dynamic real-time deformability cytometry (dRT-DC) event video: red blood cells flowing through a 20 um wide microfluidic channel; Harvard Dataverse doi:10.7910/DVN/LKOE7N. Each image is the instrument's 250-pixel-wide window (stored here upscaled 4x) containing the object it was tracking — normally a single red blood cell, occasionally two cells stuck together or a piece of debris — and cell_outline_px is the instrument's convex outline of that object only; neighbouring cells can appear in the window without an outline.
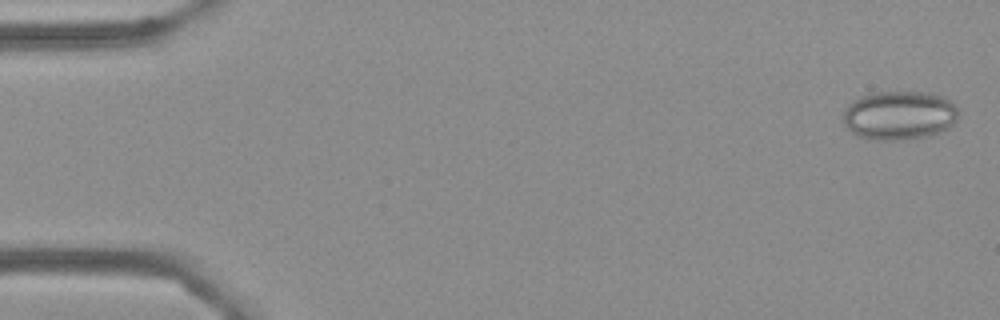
{"species": "Egyptian fruit bat (a non-hibernating species)", "species_latin": "Rousettus aegyptiacus", "temperature_condition": "cold", "stored_images_in_passage": 56, "camera_frame_rate_fps": 3000, "um_per_image_px": 0.085, "frame": {"image": 1, "passage_image": 2, "time_ms": 0.333, "image_size_px": [1000, 320], "cell_outline_px": [[956, 120], [948, 128], [928, 136], [896, 140], [872, 140], [860, 136], [852, 132], [844, 124], [844, 108], [852, 100], [868, 92], [928, 92], [944, 96], [952, 100], [956, 108]], "centroid_in_image_um": [76.42, 9.78], "position_along_channel_um": 8.6, "area_um2": 33.0}}
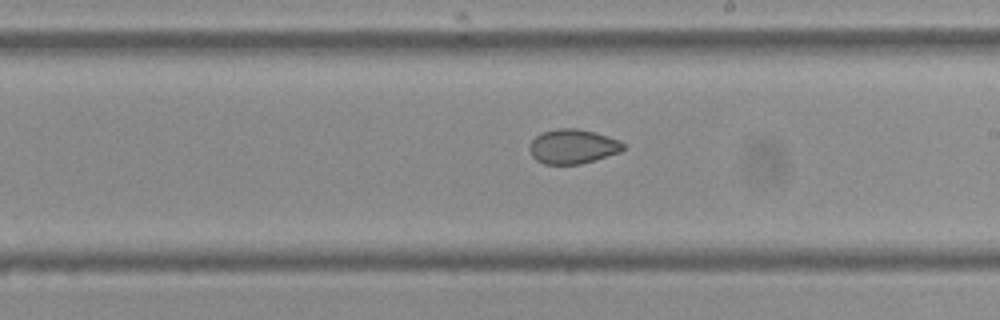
{"frame": {"image": 2, "passage_image": 32, "time_ms": 10.333, "image_size_px": [1000, 320], "cell_outline_px": [[624, 148], [620, 152], [580, 164], [544, 164], [536, 160], [532, 156], [528, 148], [532, 140], [540, 132], [556, 128], [576, 128], [596, 132], [620, 140], [624, 144]], "centroid_in_image_um": [48.66, 12.44], "position_along_channel_um": 240.3, "area_um2": 18.96}}
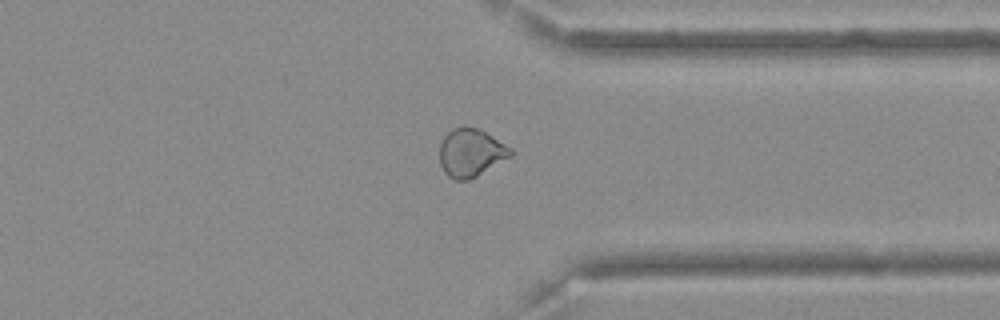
{"frame": {"image": 3, "passage_image": 43, "time_ms": 14.0, "image_size_px": [1000, 320], "cell_outline_px": [[512, 156], [476, 176], [468, 180], [456, 180], [448, 176], [444, 172], [440, 164], [440, 144], [444, 136], [452, 128], [460, 124], [464, 124], [480, 128], [512, 148]], "centroid_in_image_um": [40.01, 12.93], "position_along_channel_um": 371.4, "area_um2": 20.23}, "authors_computed_cell_mechanics": {"area_um2": 21.1837, "velocity_mm_per_s": 3.6298, "shape_relaxation_time_tau1_ms": null, "shape_relaxation_time_tau2_ms": 2.5618, "deformation_change_tau1": null, "deformation_change_tau2": 0.0598}}